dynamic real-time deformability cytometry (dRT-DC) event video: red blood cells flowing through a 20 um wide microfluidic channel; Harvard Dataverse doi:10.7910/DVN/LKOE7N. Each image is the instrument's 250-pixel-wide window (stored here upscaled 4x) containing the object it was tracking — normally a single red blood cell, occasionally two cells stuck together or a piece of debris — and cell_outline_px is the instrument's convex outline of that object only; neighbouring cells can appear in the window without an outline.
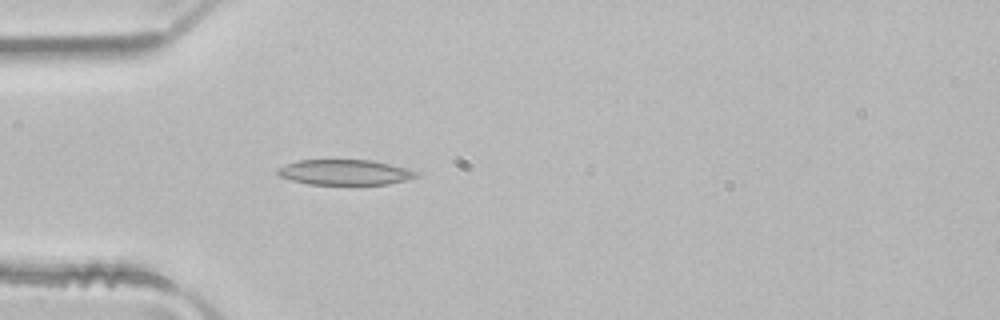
{"species": "common noctule bat (a hibernating species)", "species_latin": "Nyctalus noctula", "temperature_condition": "room temperature", "stored_images_in_passage": 3, "camera_frame_rate_fps": 3000, "um_per_image_px": 0.085, "animal": {"sex": "male", "body_mass_g": 21.5, "forearm_length_mm": 52.0}, "frame": {"image": 1, "passage_image": 3, "time_ms": 0.667, "image_size_px": [1000, 320], "cell_outline_px": [[420, 176], [388, 184], [308, 184], [292, 180], [280, 176], [276, 172], [276, 168], [284, 164], [296, 160], [372, 160], [404, 168], [416, 172]], "centroid_in_image_um": [29.23, 14.64], "position_along_channel_um": 55.8, "area_um2": 20.29}}